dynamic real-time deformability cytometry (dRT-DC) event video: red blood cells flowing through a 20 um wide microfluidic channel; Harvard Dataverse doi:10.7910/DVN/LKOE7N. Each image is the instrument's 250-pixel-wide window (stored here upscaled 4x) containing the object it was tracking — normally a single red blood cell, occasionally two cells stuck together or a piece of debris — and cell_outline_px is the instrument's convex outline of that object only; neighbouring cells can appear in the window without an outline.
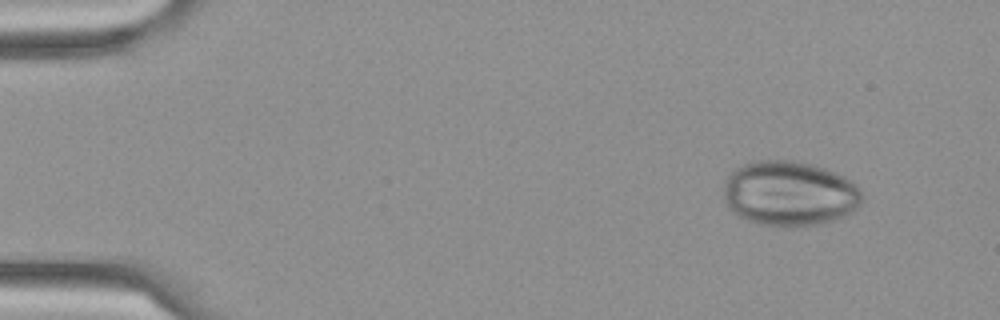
{"species": "Egyptian fruit bat (a non-hibernating species)", "species_latin": "Rousettus aegyptiacus", "temperature_condition": "cold", "stored_images_in_passage": 5, "camera_frame_rate_fps": 3000, "um_per_image_px": 0.085, "frame": {"image": 1, "passage_image": 1, "time_ms": 0.0, "image_size_px": [1000, 320], "cell_outline_px": [[860, 204], [852, 212], [844, 216], [820, 224], [788, 228], [784, 228], [764, 224], [748, 220], [732, 212], [728, 208], [724, 200], [724, 184], [728, 176], [736, 168], [744, 164], [756, 160], [792, 160], [812, 164], [824, 168], [844, 176], [852, 180], [856, 184], [860, 192]], "centroid_in_image_um": [67.09, 16.45], "position_along_channel_um": 17.9, "area_um2": 52.6}}